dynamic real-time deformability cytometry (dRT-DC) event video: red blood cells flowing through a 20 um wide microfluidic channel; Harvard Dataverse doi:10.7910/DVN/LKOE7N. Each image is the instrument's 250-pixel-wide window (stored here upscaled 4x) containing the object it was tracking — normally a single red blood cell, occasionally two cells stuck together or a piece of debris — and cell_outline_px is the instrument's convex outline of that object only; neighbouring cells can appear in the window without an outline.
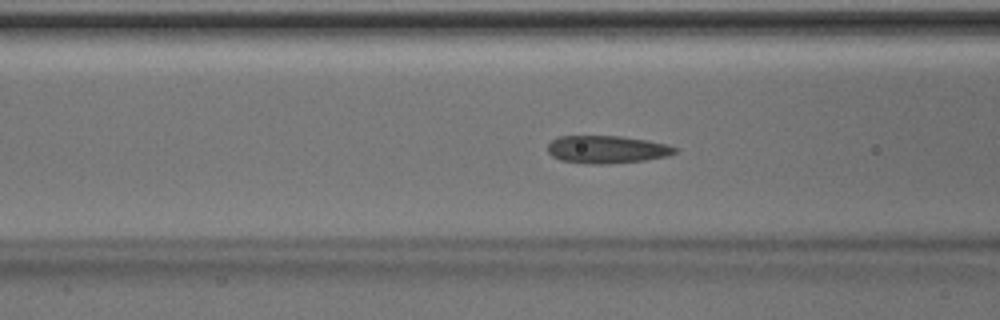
{"species": "Egyptian fruit bat (a non-hibernating species)", "species_latin": "Rousettus aegyptiacus", "temperature_condition": "room temperature", "stored_images_in_passage": 40, "camera_frame_rate_fps": 3000, "um_per_image_px": 0.085, "animal": {"sex": "male"}, "frame": {"image": 1, "passage_image": 10, "time_ms": 3.0, "image_size_px": [1000, 320], "cell_outline_px": [[676, 152], [668, 156], [644, 160], [608, 164], [592, 164], [560, 160], [552, 156], [548, 152], [548, 144], [552, 140], [560, 136], [620, 136], [668, 144], [676, 148]], "centroid_in_image_um": [51.57, 12.7], "position_along_channel_um": 115.0, "area_um2": 20.4}}
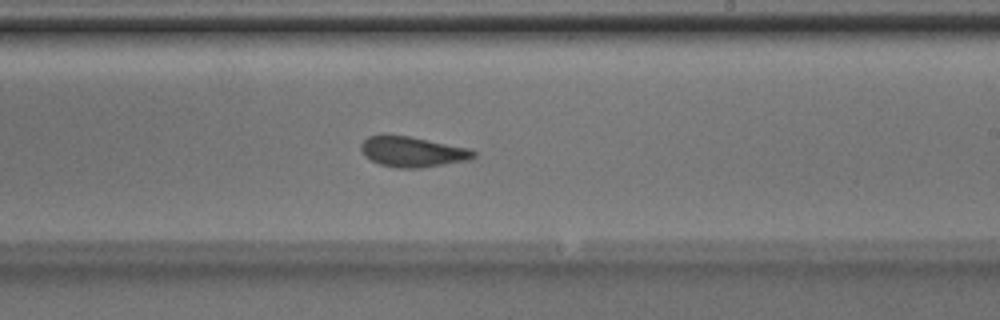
{"frame": {"image": 2, "passage_image": 20, "time_ms": 6.333, "image_size_px": [1000, 320], "cell_outline_px": [[476, 156], [468, 160], [420, 168], [396, 168], [380, 164], [364, 156], [360, 148], [360, 144], [368, 136], [408, 136], [468, 148], [476, 152]], "centroid_in_image_um": [35.05, 12.92], "position_along_channel_um": 253.9, "area_um2": 19.59}}
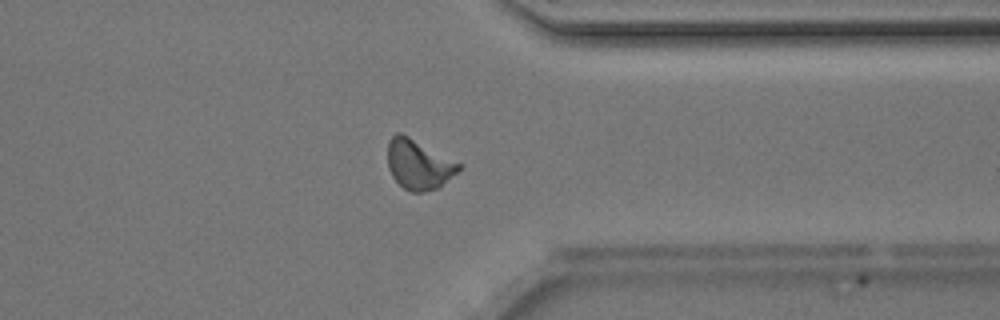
{"frame": {"image": 3, "passage_image": 29, "time_ms": 9.333, "image_size_px": [1000, 320], "cell_outline_px": [[460, 168], [456, 172], [436, 188], [420, 192], [412, 192], [404, 188], [392, 176], [388, 168], [388, 140], [396, 132], [400, 132], [408, 136], [460, 164]], "centroid_in_image_um": [35.51, 13.96], "position_along_channel_um": 375.9, "area_um2": 19.94}, "authors_computed_cell_mechanics": {"area_um2": 20.0277, "velocity_mm_per_s": 4.1741, "shape_relaxation_time_tau1_ms": null, "shape_relaxation_time_tau2_ms": 1.8042, "deformation_change_tau1": null, "deformation_change_tau2": 0.0895}}